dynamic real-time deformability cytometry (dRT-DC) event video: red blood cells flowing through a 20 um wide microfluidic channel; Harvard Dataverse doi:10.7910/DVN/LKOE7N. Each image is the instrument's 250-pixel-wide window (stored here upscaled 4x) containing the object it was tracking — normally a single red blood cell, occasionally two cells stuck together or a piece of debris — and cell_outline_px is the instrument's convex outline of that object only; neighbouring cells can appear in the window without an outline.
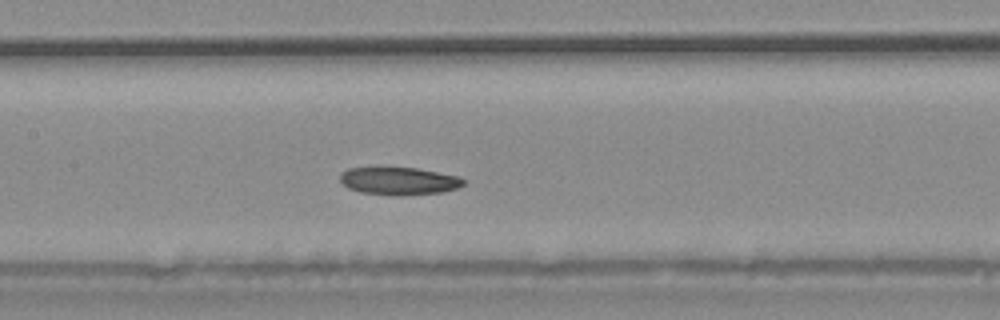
{"species": "common noctule bat (a hibernating species)", "species_latin": "Nyctalus noctula", "temperature_condition": "warm", "stored_images_in_passage": 37, "camera_frame_rate_fps": 3000, "um_per_image_px": 0.085, "animal": {"sex": "male", "body_mass_g": 20.4}, "frame": {"image": 1, "passage_image": 16, "time_ms": 5.0, "image_size_px": [1000, 320], "cell_outline_px": [[468, 180], [464, 184], [456, 188], [440, 192], [404, 196], [396, 196], [360, 192], [348, 188], [340, 180], [340, 172], [348, 168], [416, 168], [460, 176]], "centroid_in_image_um": [33.93, 15.39], "position_along_channel_um": 173.5, "area_um2": 20.0}}